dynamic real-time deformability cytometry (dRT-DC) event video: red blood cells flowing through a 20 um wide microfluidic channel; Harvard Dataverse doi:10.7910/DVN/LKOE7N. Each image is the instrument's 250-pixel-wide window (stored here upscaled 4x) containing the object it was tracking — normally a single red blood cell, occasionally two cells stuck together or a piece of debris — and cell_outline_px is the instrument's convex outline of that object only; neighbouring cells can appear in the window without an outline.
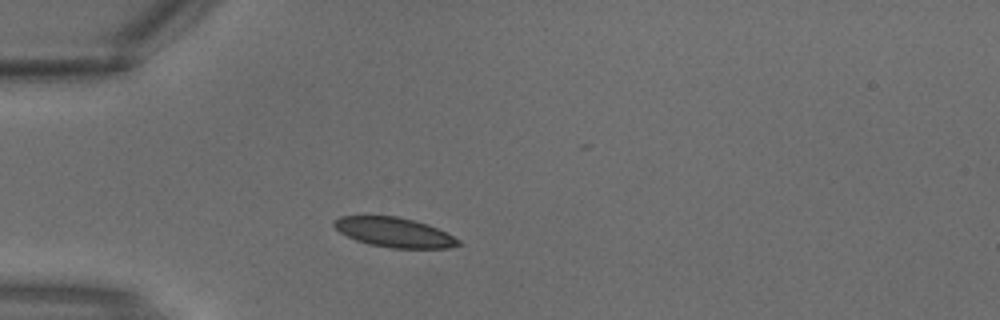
{"species": "common noctule bat (a hibernating species)", "species_latin": "Nyctalus noctula", "temperature_condition": "warm", "stored_images_in_passage": 4, "camera_frame_rate_fps": 3000, "um_per_image_px": 0.085, "animal": {"sex": "male", "body_mass_g": 18.8}, "frame": {"image": 1, "passage_image": 4, "time_ms": 1.0, "image_size_px": [1000, 320], "cell_outline_px": [[460, 244], [448, 248], [392, 248], [368, 244], [356, 240], [340, 232], [332, 224], [332, 220], [340, 216], [396, 216], [428, 224], [460, 240]], "centroid_in_image_um": [33.47, 19.75], "position_along_channel_um": 51.5, "area_um2": 21.27}}